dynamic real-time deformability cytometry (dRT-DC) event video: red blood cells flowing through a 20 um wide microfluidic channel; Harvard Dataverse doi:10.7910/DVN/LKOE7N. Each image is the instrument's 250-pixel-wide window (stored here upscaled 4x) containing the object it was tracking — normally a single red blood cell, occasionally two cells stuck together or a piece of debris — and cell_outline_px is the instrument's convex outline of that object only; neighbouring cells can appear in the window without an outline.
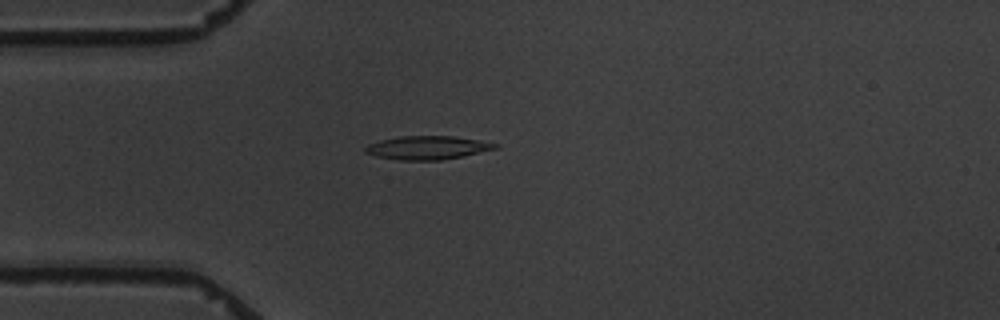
{"species": "common noctule bat (a hibernating species)", "species_latin": "Nyctalus noctula", "temperature_condition": "warm", "stored_images_in_passage": 9, "camera_frame_rate_fps": 3000, "um_per_image_px": 0.085, "animal": {"sex": "male", "body_mass_g": 19.5, "forearm_length_mm": 54.6}, "frame": {"image": 1, "passage_image": 2, "time_ms": 2.0, "image_size_px": [1000, 320], "cell_outline_px": [[500, 144], [496, 148], [444, 160], [400, 160], [376, 156], [364, 152], [364, 148], [368, 144], [380, 140], [400, 136], [452, 136]], "centroid_in_image_um": [36.27, 12.55], "position_along_channel_um": 48.7, "area_um2": 17.57}}
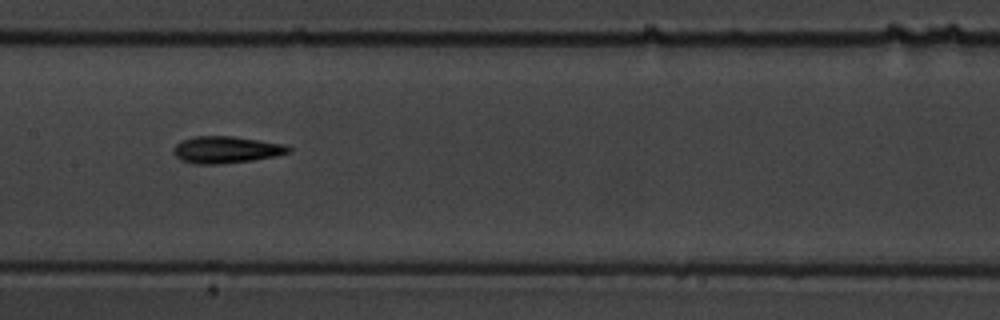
{"frame": {"image": 2, "passage_image": 6, "time_ms": 6.333, "image_size_px": [1000, 320], "cell_outline_px": [[292, 152], [276, 156], [252, 160], [220, 164], [196, 164], [180, 160], [172, 152], [172, 148], [180, 140], [192, 136], [232, 136], [284, 144], [292, 148]], "centroid_in_image_um": [19.19, 12.72], "position_along_channel_um": 188.2, "area_um2": 18.21}}
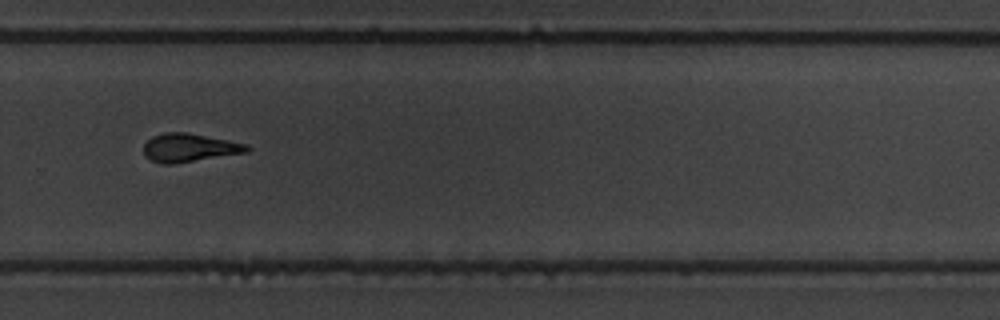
{"frame": {"image": 3, "passage_image": 9, "time_ms": 10.0, "image_size_px": [1000, 320], "cell_outline_px": [[252, 148], [248, 152], [172, 164], [164, 164], [152, 160], [144, 156], [144, 144], [152, 136], [164, 132], [188, 132], [248, 144]], "centroid_in_image_um": [16.1, 12.54], "position_along_channel_um": 313.7, "area_um2": 17.11}}